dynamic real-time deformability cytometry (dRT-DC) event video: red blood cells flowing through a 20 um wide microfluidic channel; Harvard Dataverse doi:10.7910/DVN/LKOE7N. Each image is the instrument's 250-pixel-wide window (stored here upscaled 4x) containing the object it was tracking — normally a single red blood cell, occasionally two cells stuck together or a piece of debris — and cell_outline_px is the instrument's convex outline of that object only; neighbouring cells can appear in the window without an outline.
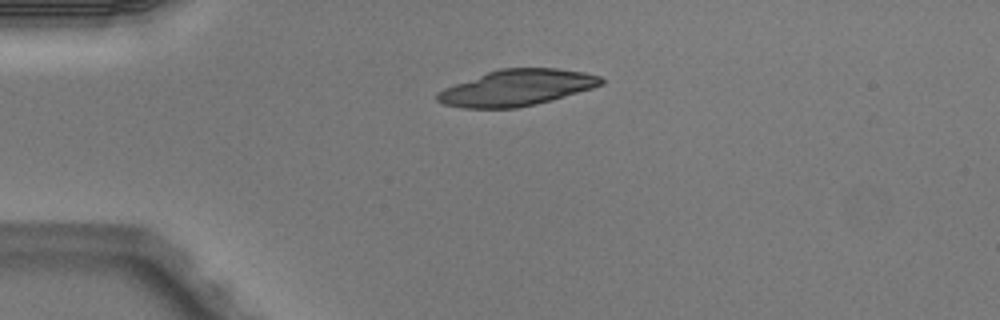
{"species": "Egyptian fruit bat (a non-hibernating species)", "species_latin": "Rousettus aegyptiacus", "temperature_condition": "warm", "stored_images_in_passage": 2, "camera_frame_rate_fps": 3000, "um_per_image_px": 0.085, "animal": {"sex": "male"}, "frame": {"image": 1, "passage_image": 1, "time_ms": 0.0, "image_size_px": [1000, 320], "cell_outline_px": [[604, 84], [592, 88], [552, 100], [536, 104], [516, 108], [460, 108], [444, 104], [436, 100], [436, 92], [444, 88], [488, 72], [500, 68], [556, 68], [584, 72], [600, 76], [604, 80]], "centroid_in_image_um": [43.92, 7.46], "position_along_channel_um": 41.1, "area_um2": 34.39}}